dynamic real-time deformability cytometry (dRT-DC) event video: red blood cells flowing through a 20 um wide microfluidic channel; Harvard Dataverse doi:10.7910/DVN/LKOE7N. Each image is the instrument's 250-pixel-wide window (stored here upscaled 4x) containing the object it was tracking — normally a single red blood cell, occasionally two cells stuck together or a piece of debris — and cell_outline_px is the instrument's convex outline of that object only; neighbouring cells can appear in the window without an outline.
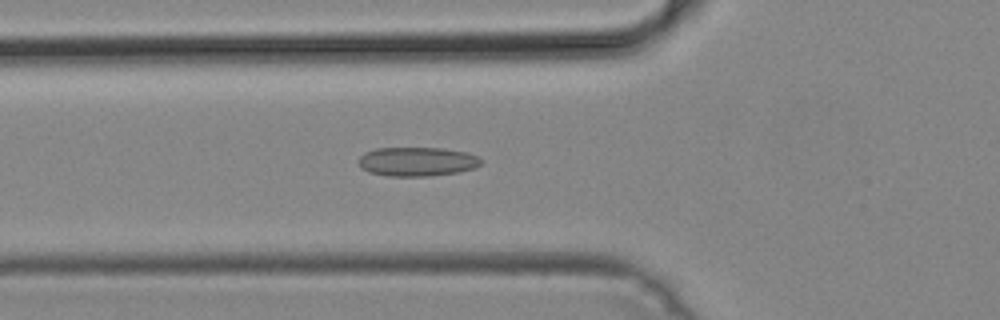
{"species": "common noctule bat (a hibernating species)", "species_latin": "Nyctalus noctula", "temperature_condition": "cold", "stored_images_in_passage": 45, "camera_frame_rate_fps": 3000, "um_per_image_px": 0.085, "animal": {"sex": "male", "body_mass_g": 19.2, "forearm_length_mm": 51.8}, "frame": {"image": 1, "passage_image": 13, "time_ms": 4.0, "image_size_px": [1000, 320], "cell_outline_px": [[480, 164], [476, 168], [460, 172], [432, 176], [388, 176], [368, 172], [360, 168], [360, 156], [364, 152], [376, 148], [444, 148], [468, 152], [476, 156], [480, 160]], "centroid_in_image_um": [35.46, 13.74], "position_along_channel_um": 90.3, "area_um2": 20.92}}
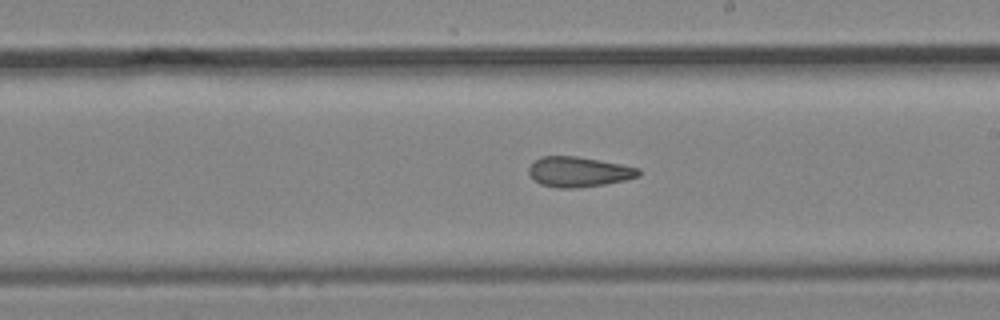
{"frame": {"image": 2, "passage_image": 24, "time_ms": 7.667, "image_size_px": [1000, 320], "cell_outline_px": [[640, 176], [624, 180], [604, 184], [576, 188], [556, 188], [540, 184], [528, 172], [528, 168], [540, 156], [576, 156], [620, 164], [640, 168]], "centroid_in_image_um": [49.19, 14.61], "position_along_channel_um": 239.8, "area_um2": 19.13}}
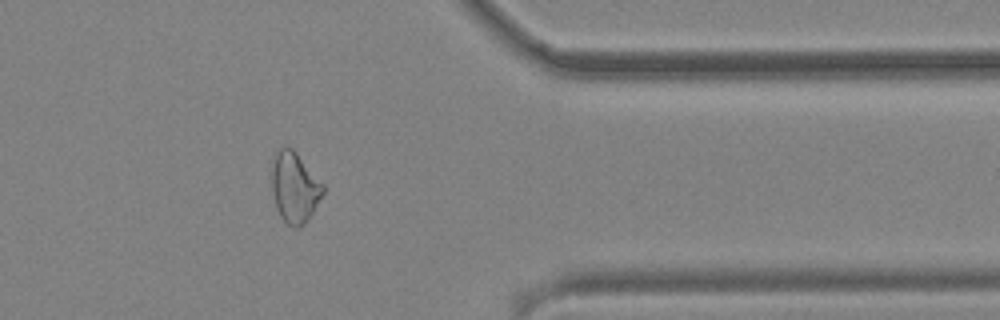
{"frame": {"image": 3, "passage_image": 36, "time_ms": 11.667, "image_size_px": [1000, 320], "cell_outline_px": [[324, 192], [312, 212], [304, 224], [300, 228], [296, 228], [288, 224], [280, 216], [276, 208], [272, 192], [272, 168], [276, 152], [280, 148], [292, 148], [296, 152], [324, 184]], "centroid_in_image_um": [25.04, 15.94], "position_along_channel_um": 386.4, "area_um2": 20.81}}